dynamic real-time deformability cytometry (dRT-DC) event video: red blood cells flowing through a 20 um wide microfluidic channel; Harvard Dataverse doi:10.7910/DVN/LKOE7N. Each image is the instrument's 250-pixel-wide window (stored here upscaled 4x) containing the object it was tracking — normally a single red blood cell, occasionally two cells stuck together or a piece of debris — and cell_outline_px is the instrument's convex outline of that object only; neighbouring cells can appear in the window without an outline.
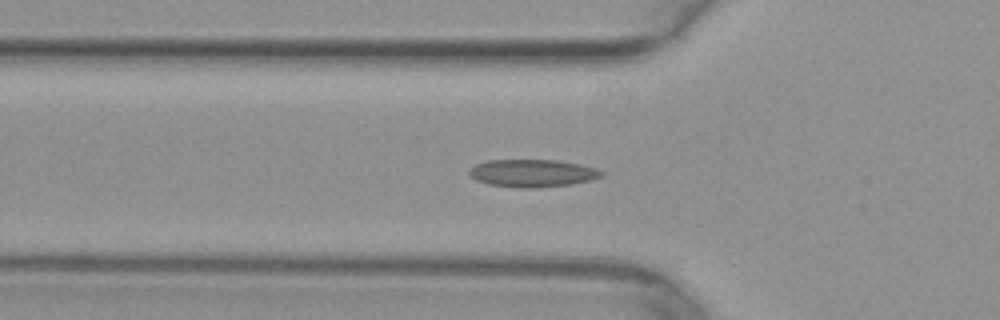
{"species": "common noctule bat (a hibernating species)", "species_latin": "Nyctalus noctula", "temperature_condition": "warm", "stored_images_in_passage": 28, "camera_frame_rate_fps": 3000, "um_per_image_px": 0.085, "animal": {"sex": "female", "body_mass_g": 29.2, "forearm_length_mm": 56.3}, "frame": {"image": 1, "passage_image": 6, "time_ms": 1.667, "image_size_px": [1000, 320], "cell_outline_px": [[604, 176], [592, 180], [572, 184], [536, 188], [524, 188], [488, 184], [476, 180], [468, 172], [468, 168], [476, 164], [488, 160], [560, 160], [580, 164], [596, 168], [604, 172]], "centroid_in_image_um": [45.29, 14.71], "position_along_channel_um": 80.5, "area_um2": 21.44}}
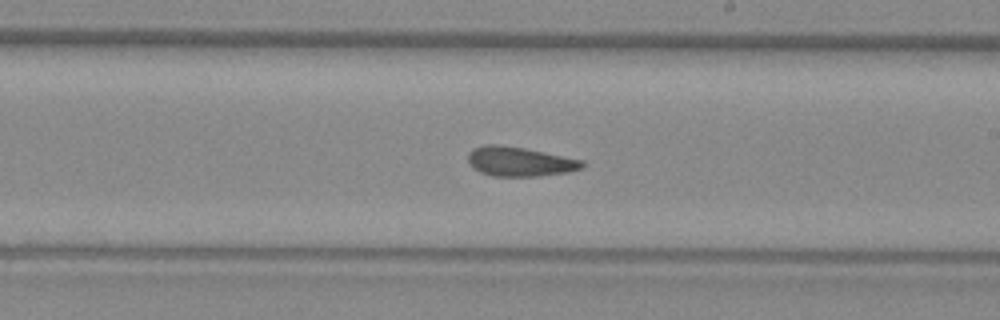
{"frame": {"image": 2, "passage_image": 18, "time_ms": 5.667, "image_size_px": [1000, 320], "cell_outline_px": [[584, 168], [568, 172], [540, 176], [492, 176], [480, 172], [472, 168], [468, 160], [468, 152], [472, 148], [484, 144], [496, 144], [524, 148], [584, 160]], "centroid_in_image_um": [44.16, 13.73], "position_along_channel_um": 244.8, "area_um2": 19.77}}
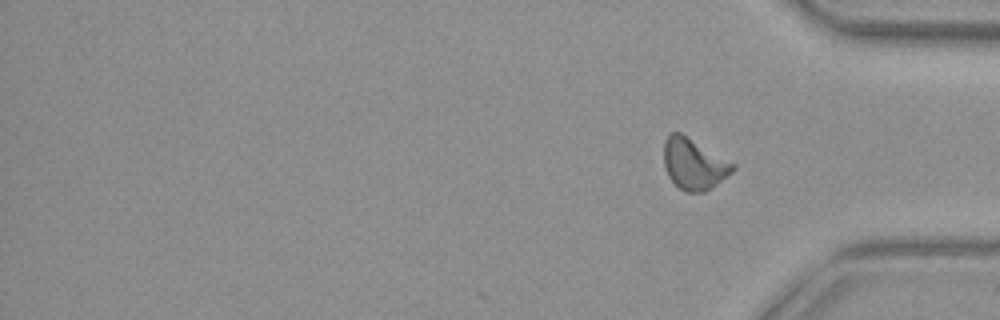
{"frame": {"image": 3, "passage_image": 28, "time_ms": 9.0, "image_size_px": [1000, 320], "cell_outline_px": [[736, 168], [732, 172], [712, 188], [704, 192], [684, 192], [668, 176], [664, 164], [664, 140], [672, 132], [680, 132], [736, 164]], "centroid_in_image_um": [58.99, 13.94], "position_along_channel_um": 376.2, "area_um2": 20.46}}